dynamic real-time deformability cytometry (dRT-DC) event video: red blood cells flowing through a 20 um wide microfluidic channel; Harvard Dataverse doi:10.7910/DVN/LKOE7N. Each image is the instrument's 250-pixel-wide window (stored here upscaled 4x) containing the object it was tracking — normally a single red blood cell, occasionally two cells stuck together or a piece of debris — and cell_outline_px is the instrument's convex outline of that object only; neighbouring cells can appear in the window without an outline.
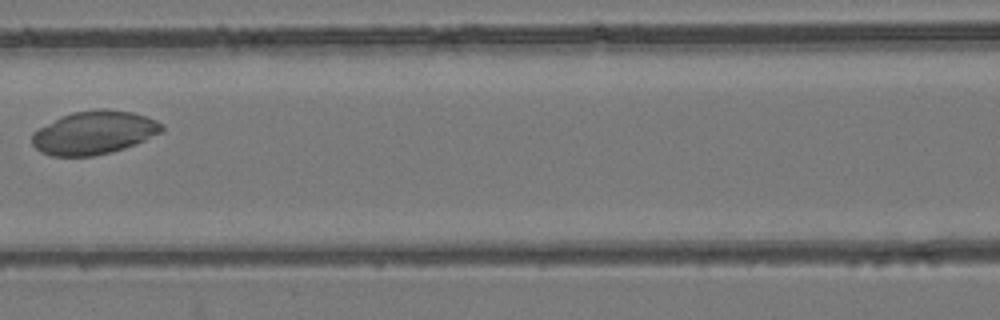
{"species": "common noctule bat (a hibernating species)", "species_latin": "Nyctalus noctula", "temperature_condition": "room temperature", "stored_images_in_passage": 6, "camera_frame_rate_fps": 3000, "um_per_image_px": 0.085, "animal": {"sex": "female", "body_mass_g": 24.6, "forearm_length_mm": 56.2}, "frame": {"image": 1, "passage_image": 5, "time_ms": 4.667, "image_size_px": [1000, 320], "cell_outline_px": [[164, 128], [160, 132], [136, 144], [112, 152], [92, 156], [52, 156], [40, 152], [32, 144], [32, 132], [60, 116], [72, 112], [96, 108], [104, 108], [132, 112], [156, 120], [164, 124]], "centroid_in_image_um": [7.97, 11.27], "position_along_channel_um": 158.6, "area_um2": 32.89}}
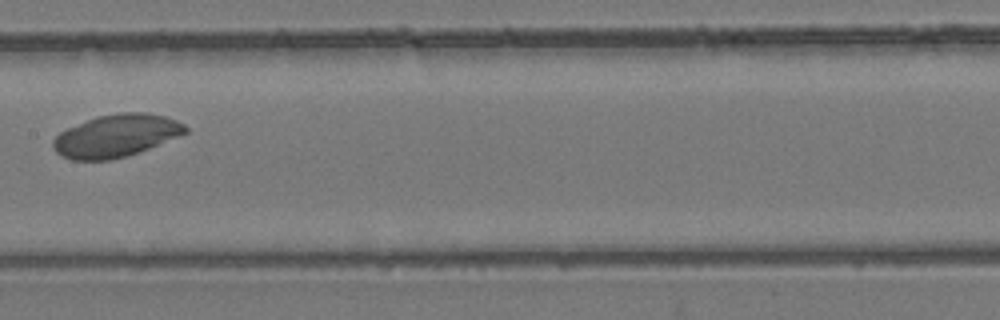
{"frame": {"image": 2, "passage_image": 6, "time_ms": 5.667, "image_size_px": [1000, 320], "cell_outline_px": [[188, 132], [148, 148], [124, 156], [108, 160], [72, 160], [56, 152], [52, 148], [52, 140], [60, 132], [68, 128], [96, 116], [124, 112], [144, 112], [164, 116], [176, 120], [184, 124], [188, 128]], "centroid_in_image_um": [9.85, 11.53], "position_along_channel_um": 197.6, "area_um2": 32.37}}